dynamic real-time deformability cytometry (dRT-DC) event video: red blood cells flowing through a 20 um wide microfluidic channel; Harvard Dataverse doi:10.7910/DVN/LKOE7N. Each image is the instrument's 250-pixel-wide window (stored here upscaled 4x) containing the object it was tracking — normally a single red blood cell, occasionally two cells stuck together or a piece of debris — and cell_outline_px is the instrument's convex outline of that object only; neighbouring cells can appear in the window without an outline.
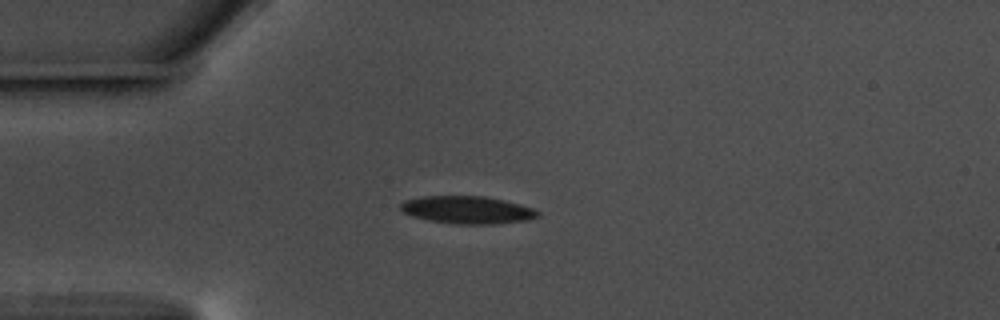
{"species": "common noctule bat (a hibernating species)", "species_latin": "Nyctalus noctula", "temperature_condition": "warm", "stored_images_in_passage": 43, "camera_frame_rate_fps": 3000, "um_per_image_px": 0.085, "animal": {"sex": "male", "body_mass_g": 17.5, "forearm_length_mm": 52.3}, "frame": {"image": 1, "passage_image": 1, "time_ms": 0.0, "image_size_px": [1000, 320], "cell_outline_px": [[540, 216], [528, 220], [492, 224], [460, 224], [432, 220], [412, 216], [404, 212], [400, 208], [400, 204], [404, 200], [424, 196], [484, 196], [504, 200], [520, 204], [532, 208], [540, 212]], "centroid_in_image_um": [39.75, 17.83], "position_along_channel_um": 45.2, "area_um2": 21.91}}
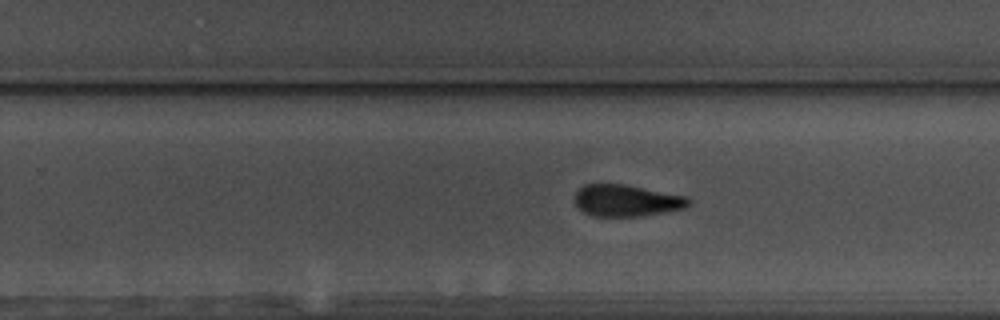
{"frame": {"image": 2, "passage_image": 22, "time_ms": 7.0, "image_size_px": [1000, 320], "cell_outline_px": [[692, 204], [684, 208], [664, 212], [640, 216], [592, 216], [584, 212], [576, 204], [576, 192], [584, 184], [624, 184], [684, 196], [692, 200]], "centroid_in_image_um": [53.27, 17.05], "position_along_channel_um": 276.5, "area_um2": 20.81}}
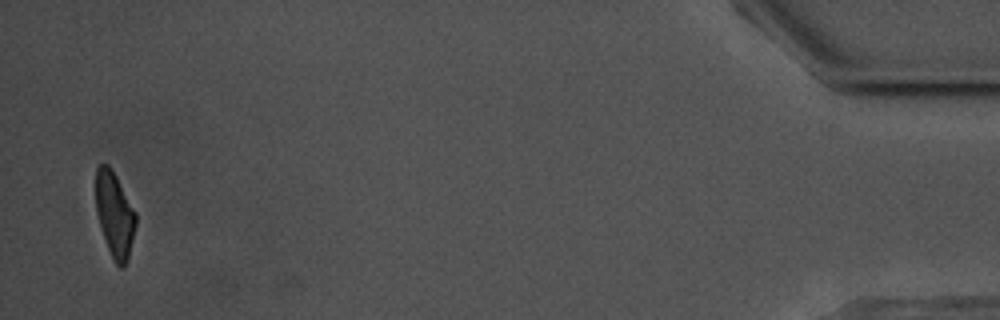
{"frame": {"image": 3, "passage_image": 42, "time_ms": 13.667, "image_size_px": [1000, 320], "cell_outline_px": [[136, 224], [128, 260], [124, 268], [120, 268], [116, 264], [108, 248], [100, 224], [96, 208], [96, 168], [100, 164], [108, 164], [112, 168], [136, 212]], "centroid_in_image_um": [9.76, 18.22], "position_along_channel_um": 425.4, "area_um2": 19.71}, "authors_computed_cell_mechanics": {"area_um2": 21.7328, "velocity_mm_per_s": 3.5655, "shape_relaxation_time_tau1_ms": 3.9418, "shape_relaxation_time_tau2_ms": 2.9665, "deformation_change_tau1": 0.1494, "deformation_change_tau2": 0.1089}}